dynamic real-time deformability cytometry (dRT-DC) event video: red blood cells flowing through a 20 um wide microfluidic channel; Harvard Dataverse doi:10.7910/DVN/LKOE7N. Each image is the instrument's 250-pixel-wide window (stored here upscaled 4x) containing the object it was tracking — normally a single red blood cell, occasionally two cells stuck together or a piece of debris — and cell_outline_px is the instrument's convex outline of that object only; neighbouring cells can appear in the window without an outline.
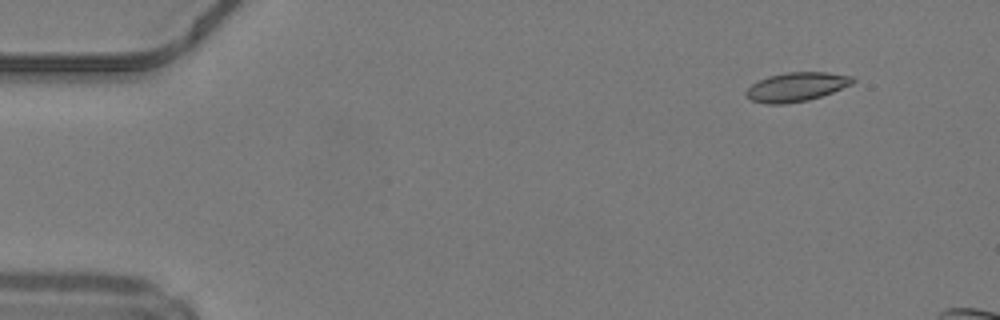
{"species": "common noctule bat (a hibernating species)", "species_latin": "Nyctalus noctula", "temperature_condition": "warm", "stored_images_in_passage": 41, "camera_frame_rate_fps": 3000, "um_per_image_px": 0.085, "animal": {"sex": "male", "body_mass_g": 19.2, "forearm_length_mm": 51.8}, "frame": {"image": 1, "passage_image": 1, "time_ms": 0.0, "image_size_px": [1000, 320], "cell_outline_px": [[856, 80], [852, 84], [832, 92], [808, 100], [784, 104], [768, 104], [752, 100], [744, 92], [752, 84], [768, 76], [788, 72], [828, 72], [852, 76]], "centroid_in_image_um": [67.71, 7.38], "position_along_channel_um": 17.3, "area_um2": 17.86}}
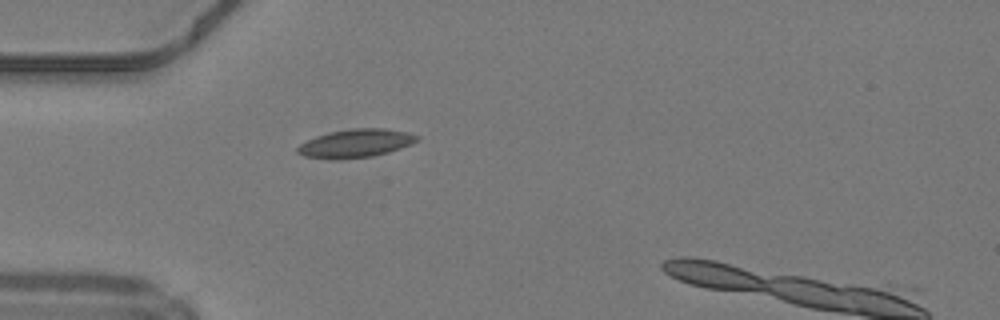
{"frame": {"image": 2, "passage_image": 11, "time_ms": 3.333, "image_size_px": [1000, 320], "cell_outline_px": [[420, 136], [412, 144], [388, 152], [372, 156], [336, 160], [328, 160], [304, 156], [296, 152], [296, 148], [300, 144], [316, 136], [328, 132], [352, 128], [384, 128], [408, 132]], "centroid_in_image_um": [30.2, 12.19], "position_along_channel_um": 54.8, "area_um2": 19.88}}
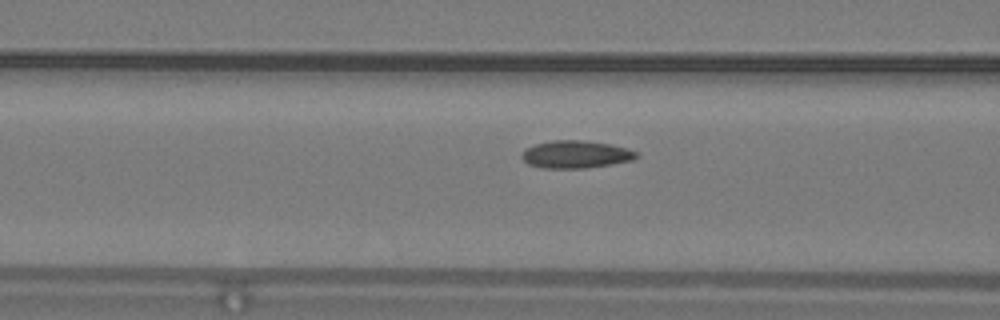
{"frame": {"image": 3, "passage_image": 16, "time_ms": 5.0, "image_size_px": [1000, 320], "cell_outline_px": [[640, 156], [632, 160], [612, 164], [584, 168], [544, 168], [528, 164], [520, 156], [524, 148], [536, 144], [552, 140], [580, 140], [608, 144], [628, 148], [640, 152]], "centroid_in_image_um": [48.95, 13.12], "position_along_channel_um": 117.6, "area_um2": 18.5}, "authors_computed_cell_mechanics": {"area_um2": 17.918, "velocity_mm_per_s": 4.2057, "shape_relaxation_time_tau1_ms": 4.609, "shape_relaxation_time_tau2_ms": 1.6341, "deformation_change_tau1": 0.1192, "deformation_change_tau2": 0.0738}}